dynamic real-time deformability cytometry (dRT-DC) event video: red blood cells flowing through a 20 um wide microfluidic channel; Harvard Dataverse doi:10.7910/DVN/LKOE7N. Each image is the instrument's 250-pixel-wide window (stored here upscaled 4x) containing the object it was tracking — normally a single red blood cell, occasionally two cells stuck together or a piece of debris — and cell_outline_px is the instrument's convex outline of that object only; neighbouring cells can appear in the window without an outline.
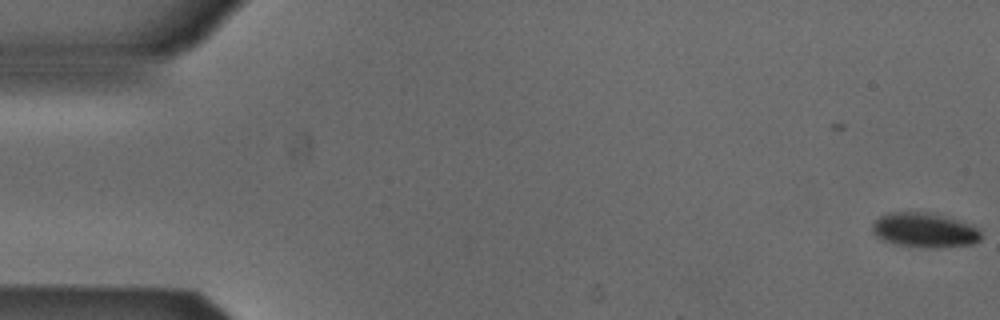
{"species": "Egyptian fruit bat (a non-hibernating species)", "species_latin": "Rousettus aegyptiacus", "temperature_condition": "cold", "stored_images_in_passage": 2, "camera_frame_rate_fps": 3000, "um_per_image_px": 0.085, "animal": {"sex": "male"}, "frame": {"image": 1, "passage_image": 2, "time_ms": 0.333, "image_size_px": [1000, 320], "cell_outline_px": [[980, 240], [972, 244], [940, 248], [920, 248], [896, 244], [884, 240], [876, 236], [872, 232], [872, 224], [880, 216], [892, 212], [916, 212], [940, 216], [956, 220], [968, 224], [976, 228], [980, 232]], "centroid_in_image_um": [78.54, 19.6], "position_along_channel_um": 6.5, "area_um2": 21.56}}